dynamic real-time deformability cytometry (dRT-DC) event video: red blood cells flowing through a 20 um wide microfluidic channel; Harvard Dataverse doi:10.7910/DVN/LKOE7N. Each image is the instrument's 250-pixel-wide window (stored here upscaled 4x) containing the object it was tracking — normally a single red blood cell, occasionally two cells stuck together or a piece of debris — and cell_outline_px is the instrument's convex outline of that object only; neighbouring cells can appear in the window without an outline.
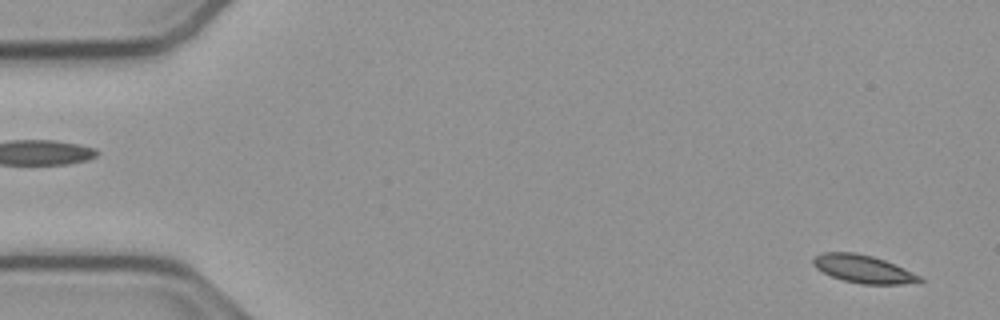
{"species": "common noctule bat (a hibernating species)", "species_latin": "Nyctalus noctula", "temperature_condition": "cold", "stored_images_in_passage": 55, "camera_frame_rate_fps": 3000, "um_per_image_px": 0.085, "animal": {"sex": "male", "body_mass_g": 23.1, "forearm_length_mm": 52.7}, "frame": {"image": 1, "passage_image": 2, "time_ms": 0.333, "image_size_px": [1000, 320], "cell_outline_px": [[924, 280], [920, 284], [860, 284], [844, 280], [832, 276], [816, 268], [812, 264], [812, 260], [820, 252], [856, 252], [872, 256], [884, 260], [904, 268], [920, 276]], "centroid_in_image_um": [73.41, 22.87], "position_along_channel_um": 11.6, "area_um2": 17.4}}
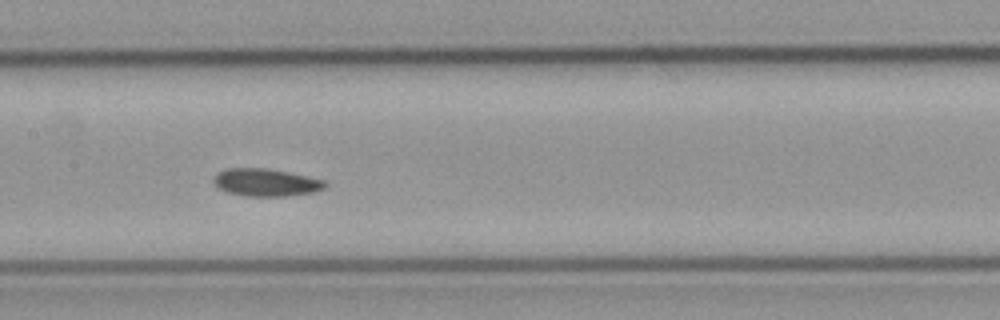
{"frame": {"image": 2, "passage_image": 26, "time_ms": 8.333, "image_size_px": [1000, 320], "cell_outline_px": [[328, 184], [324, 188], [316, 192], [284, 196], [248, 196], [228, 192], [212, 184], [212, 180], [220, 172], [228, 168], [264, 168], [288, 172], [308, 176], [324, 180]], "centroid_in_image_um": [22.63, 15.51], "position_along_channel_um": 184.8, "area_um2": 17.8}}
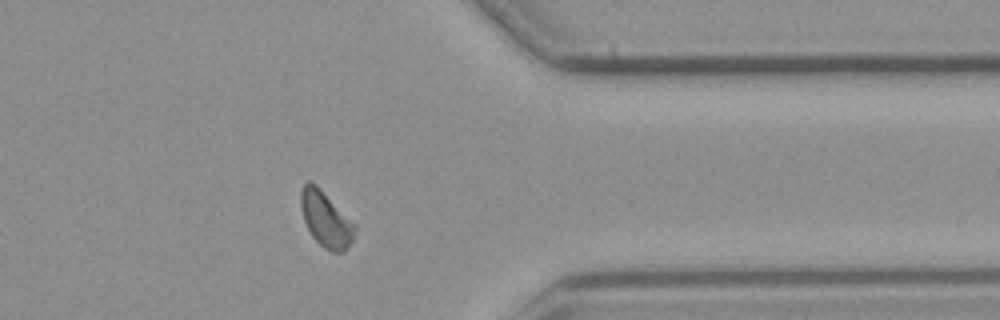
{"frame": {"image": 3, "passage_image": 43, "time_ms": 14.0, "image_size_px": [1000, 320], "cell_outline_px": [[356, 228], [352, 240], [344, 252], [332, 252], [324, 248], [312, 236], [304, 220], [300, 208], [300, 188], [308, 180], [316, 184], [356, 224]], "centroid_in_image_um": [27.68, 18.61], "position_along_channel_um": 383.7, "area_um2": 17.51}}